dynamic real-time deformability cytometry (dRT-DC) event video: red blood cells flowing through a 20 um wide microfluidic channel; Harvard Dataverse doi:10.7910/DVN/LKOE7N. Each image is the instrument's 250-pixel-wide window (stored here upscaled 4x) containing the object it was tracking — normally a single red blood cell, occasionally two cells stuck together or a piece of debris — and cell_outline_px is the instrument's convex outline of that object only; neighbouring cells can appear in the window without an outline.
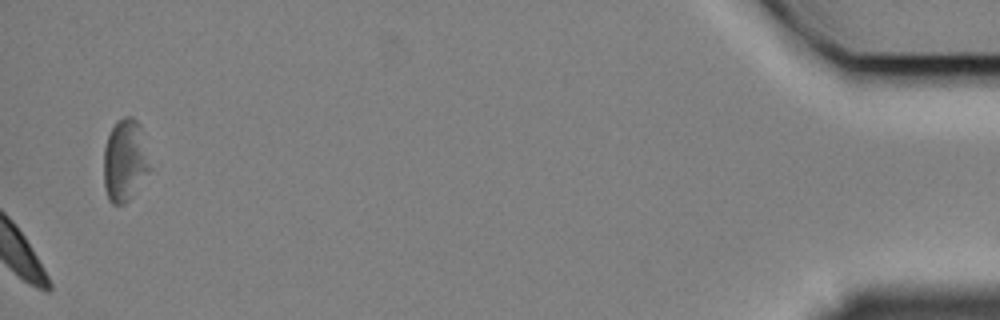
{"species": "Egyptian fruit bat (a non-hibernating species)", "species_latin": "Rousettus aegyptiacus", "temperature_condition": "cold", "stored_images_in_passage": 45, "camera_frame_rate_fps": 3000, "um_per_image_px": 0.085, "animal": {"sex": "female"}, "frame": {"image": 1, "passage_image": 45, "time_ms": 14.667, "image_size_px": [1000, 320], "cell_outline_px": [[152, 168], [132, 196], [124, 204], [112, 204], [108, 200], [104, 188], [104, 148], [108, 136], [116, 120], [124, 116], [132, 116], [140, 124]], "centroid_in_image_um": [10.62, 13.63], "position_along_channel_um": 424.6, "area_um2": 22.37}, "authors_computed_cell_mechanics": {"area_um2": 19.9988, "velocity_mm_per_s": 3.2225, "shape_relaxation_time_tau1_ms": 3.1325, "shape_relaxation_time_tau2_ms": null, "deformation_change_tau1": 0.0962, "deformation_change_tau2": null}}